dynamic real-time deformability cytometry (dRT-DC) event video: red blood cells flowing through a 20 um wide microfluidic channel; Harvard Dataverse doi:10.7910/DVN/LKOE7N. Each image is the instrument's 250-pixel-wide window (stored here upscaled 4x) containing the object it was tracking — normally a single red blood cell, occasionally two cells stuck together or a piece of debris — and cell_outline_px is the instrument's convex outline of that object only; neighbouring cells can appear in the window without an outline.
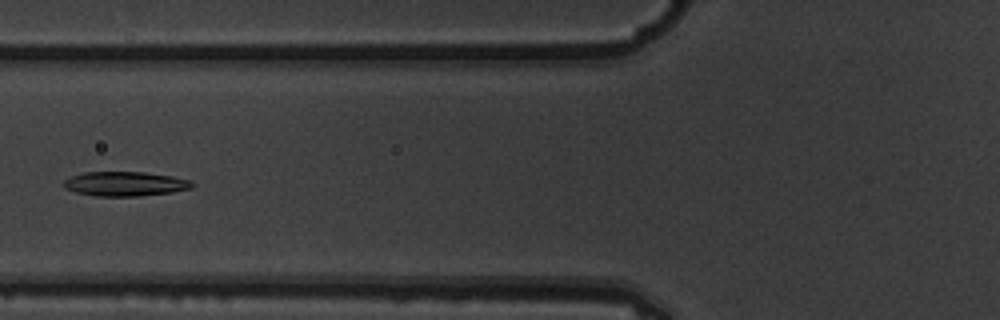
{"species": "common noctule bat (a hibernating species)", "species_latin": "Nyctalus noctula", "temperature_condition": "warm", "stored_images_in_passage": 3, "camera_frame_rate_fps": 3000, "um_per_image_px": 0.085, "animal": {"sex": "male", "body_mass_g": 19.5, "forearm_length_mm": 54.6}, "frame": {"image": 1, "passage_image": 3, "time_ms": 0.667, "image_size_px": [1000, 320], "cell_outline_px": [[196, 184], [192, 188], [172, 192], [140, 196], [96, 196], [76, 192], [64, 188], [60, 184], [64, 180], [72, 176], [84, 172], [144, 172], [172, 176], [188, 180]], "centroid_in_image_um": [10.61, 15.63], "position_along_channel_um": 115.2, "area_um2": 18.38}}